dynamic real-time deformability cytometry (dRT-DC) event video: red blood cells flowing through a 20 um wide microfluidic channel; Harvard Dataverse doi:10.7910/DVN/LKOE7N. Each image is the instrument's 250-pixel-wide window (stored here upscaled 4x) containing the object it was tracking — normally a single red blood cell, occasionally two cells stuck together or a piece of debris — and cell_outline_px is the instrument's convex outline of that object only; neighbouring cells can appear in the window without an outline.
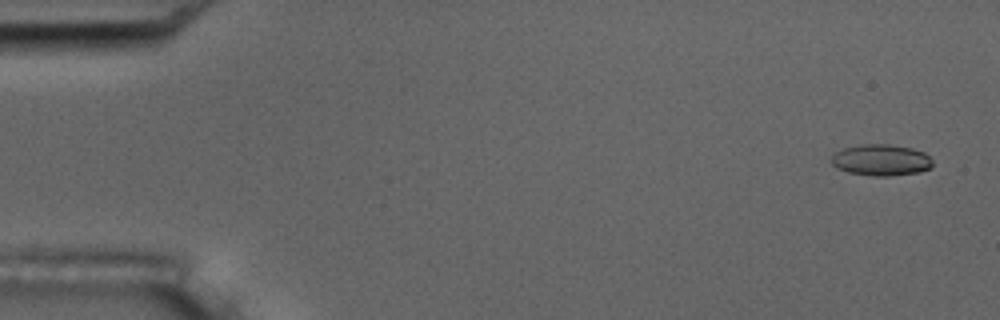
{"species": "common noctule bat (a hibernating species)", "species_latin": "Nyctalus noctula", "temperature_condition": "room temperature", "stored_images_in_passage": 6, "camera_frame_rate_fps": 3000, "um_per_image_px": 0.085, "animal": {"sex": "male", "body_mass_g": 17.5, "forearm_length_mm": 52.3}, "frame": {"image": 1, "passage_image": 1, "time_ms": 0.0, "image_size_px": [1000, 320], "cell_outline_px": [[932, 168], [920, 172], [888, 176], [872, 176], [848, 172], [836, 168], [828, 160], [836, 152], [844, 148], [860, 144], [888, 144], [912, 148], [924, 152], [932, 160]], "centroid_in_image_um": [74.88, 13.61], "position_along_channel_um": 10.1, "area_um2": 18.67}}